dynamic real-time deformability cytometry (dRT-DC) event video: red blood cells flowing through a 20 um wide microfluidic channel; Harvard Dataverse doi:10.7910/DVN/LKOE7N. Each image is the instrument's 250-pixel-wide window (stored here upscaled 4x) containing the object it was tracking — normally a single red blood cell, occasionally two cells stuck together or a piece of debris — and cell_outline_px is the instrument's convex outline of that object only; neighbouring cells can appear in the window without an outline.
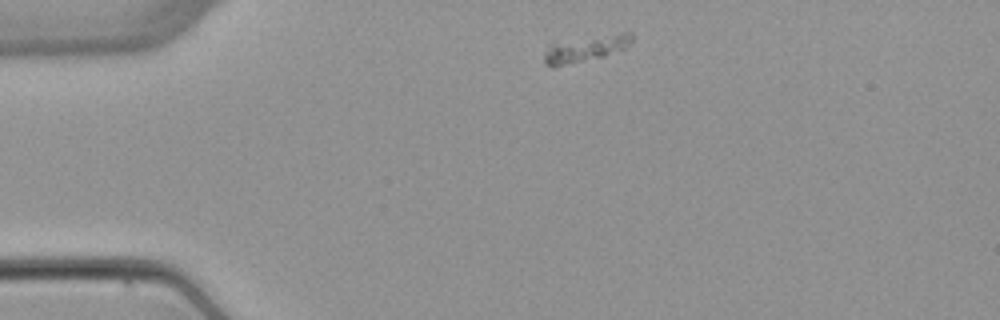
{"species": "common noctule bat (a hibernating species)", "species_latin": "Nyctalus noctula", "temperature_condition": "warm", "stored_images_in_passage": 3, "camera_frame_rate_fps": 3000, "um_per_image_px": 0.085, "animal": {"sex": "female", "body_mass_g": 22.7, "forearm_length_mm": 54.2}, "frame": {"image": 1, "passage_image": 1, "time_ms": 0.0, "image_size_px": [1000, 320], "cell_outline_px": [[632, 40], [624, 48], [604, 56], [552, 68], [544, 64], [544, 52], [552, 40], [620, 32], [632, 32]], "centroid_in_image_um": [49.67, 4.09], "position_along_channel_um": 35.3, "area_um2": 14.05}}
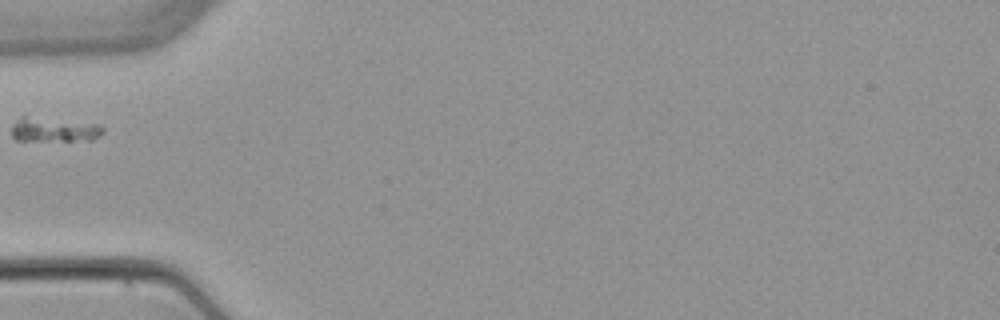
{"frame": {"image": 2, "passage_image": 3, "time_ms": 2.333, "image_size_px": [1000, 320], "cell_outline_px": [[104, 132], [100, 136], [92, 140], [16, 140], [12, 136], [12, 124], [24, 112], [100, 124], [104, 128]], "centroid_in_image_um": [4.56, 10.93], "position_along_channel_um": 80.4, "area_um2": 14.05}}